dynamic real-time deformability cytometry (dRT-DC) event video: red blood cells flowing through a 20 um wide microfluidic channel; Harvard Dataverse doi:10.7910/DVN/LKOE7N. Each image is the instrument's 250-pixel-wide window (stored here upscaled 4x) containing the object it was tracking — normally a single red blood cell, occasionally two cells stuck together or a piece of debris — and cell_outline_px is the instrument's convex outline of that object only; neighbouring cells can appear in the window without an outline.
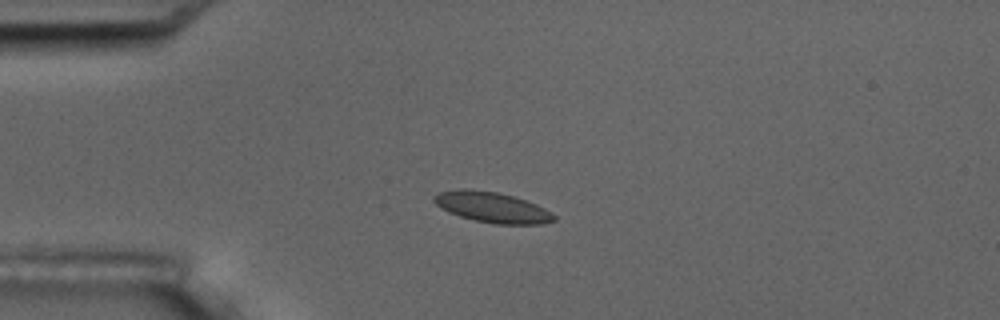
{"species": "common noctule bat (a hibernating species)", "species_latin": "Nyctalus noctula", "temperature_condition": "room temperature", "stored_images_in_passage": 15, "camera_frame_rate_fps": 3000, "um_per_image_px": 0.085, "animal": {"sex": "male", "body_mass_g": 17.5, "forearm_length_mm": 52.3}, "frame": {"image": 1, "passage_image": 3, "time_ms": 3.333, "image_size_px": [1000, 320], "cell_outline_px": [[556, 220], [540, 224], [496, 224], [476, 220], [460, 216], [448, 212], [440, 208], [432, 200], [432, 196], [440, 192], [456, 188], [468, 188], [496, 192], [512, 196], [536, 204], [544, 208], [556, 216]], "centroid_in_image_um": [41.78, 17.61], "position_along_channel_um": 43.2, "area_um2": 21.33}}
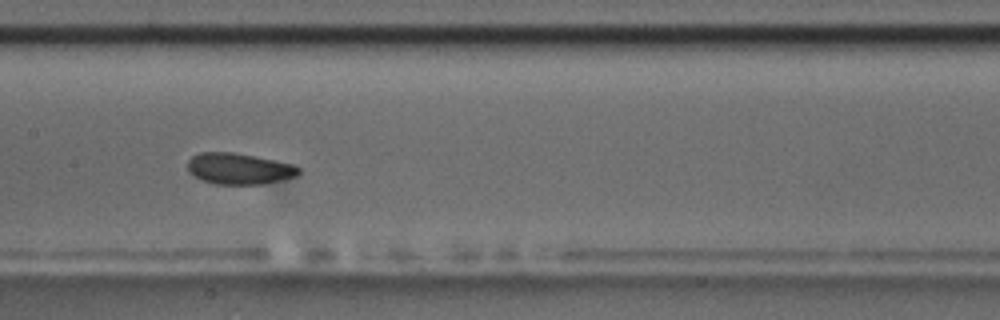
{"frame": {"image": 2, "passage_image": 7, "time_ms": 8.0, "image_size_px": [1000, 320], "cell_outline_px": [[300, 172], [296, 176], [260, 184], [216, 184], [200, 180], [188, 172], [188, 160], [192, 156], [200, 152], [236, 152], [256, 156], [292, 164], [300, 168]], "centroid_in_image_um": [20.28, 14.33], "position_along_channel_um": 187.1, "area_um2": 20.17}, "authors_computed_cell_mechanics": {"area_um2": 20.1722, "velocity_mm_per_s": 3.5791, "shape_relaxation_time_tau1_ms": 1.449, "shape_relaxation_time_tau2_ms": null, "deformation_change_tau1": 0.0544, "deformation_change_tau2": null}}